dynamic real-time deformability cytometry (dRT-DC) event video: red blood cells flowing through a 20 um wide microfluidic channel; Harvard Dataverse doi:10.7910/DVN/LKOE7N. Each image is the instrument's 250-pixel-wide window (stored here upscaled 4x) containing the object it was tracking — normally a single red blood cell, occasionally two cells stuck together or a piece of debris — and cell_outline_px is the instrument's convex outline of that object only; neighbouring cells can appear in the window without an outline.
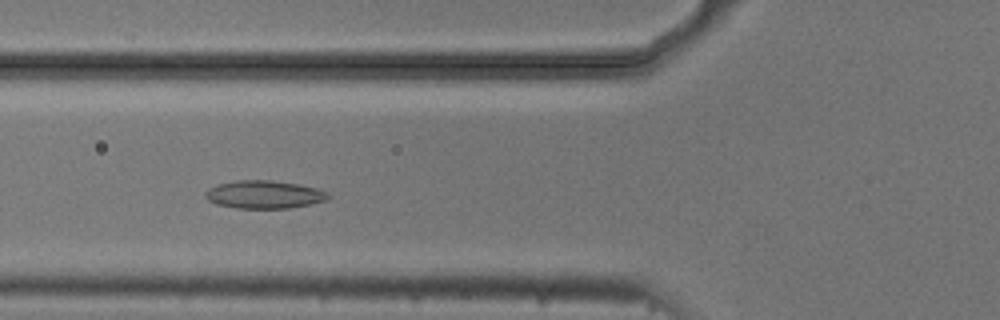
{"species": "common noctule bat (a hibernating species)", "species_latin": "Nyctalus noctula", "temperature_condition": "cold", "stored_images_in_passage": 51, "camera_frame_rate_fps": 3000, "um_per_image_px": 0.085, "animal": {"sex": "male", "body_mass_g": 20.5, "forearm_length_mm": 52.5}, "frame": {"image": 1, "passage_image": 17, "time_ms": 5.333, "image_size_px": [1000, 320], "cell_outline_px": [[332, 196], [328, 200], [312, 204], [288, 208], [236, 208], [216, 204], [208, 200], [204, 196], [204, 192], [208, 188], [220, 184], [236, 180], [272, 180], [300, 184], [316, 188], [328, 192]], "centroid_in_image_um": [22.49, 16.53], "position_along_channel_um": 103.3, "area_um2": 20.23}}
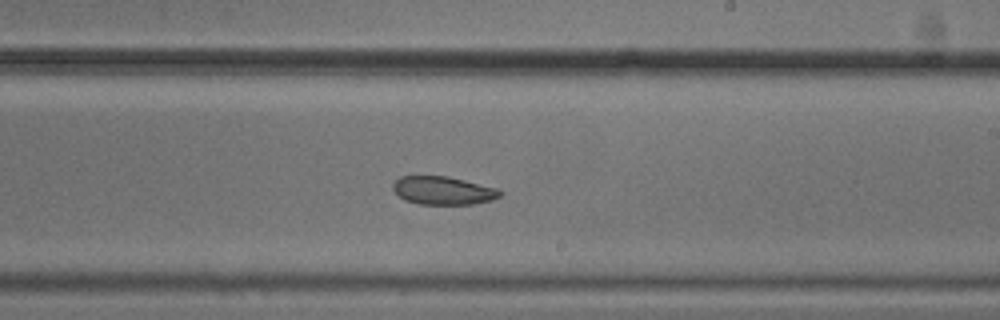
{"frame": {"image": 2, "passage_image": 29, "time_ms": 9.333, "image_size_px": [1000, 320], "cell_outline_px": [[504, 192], [500, 196], [492, 200], [472, 204], [420, 204], [404, 200], [392, 188], [392, 184], [400, 176], [448, 176], [496, 188]], "centroid_in_image_um": [37.66, 16.19], "position_along_channel_um": 251.3, "area_um2": 17.51}}
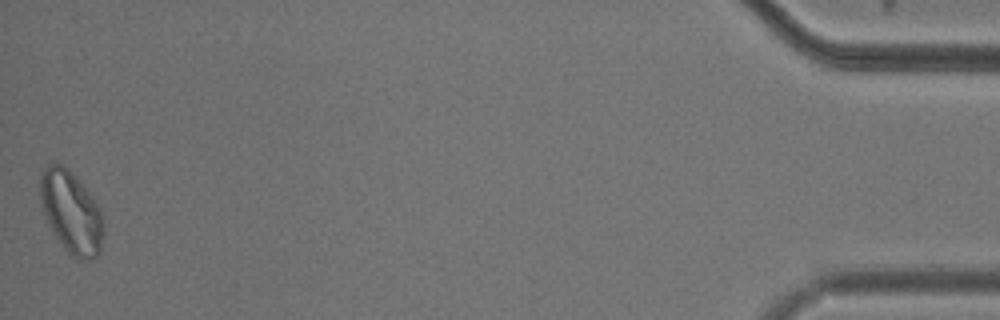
{"frame": {"image": 3, "passage_image": 51, "time_ms": 16.667, "image_size_px": [1000, 320], "cell_outline_px": [[104, 236], [100, 252], [92, 260], [76, 260], [64, 248], [48, 224], [44, 212], [40, 196], [40, 172], [44, 164], [60, 164], [68, 168], [76, 176], [92, 196], [100, 208], [104, 220]], "centroid_in_image_um": [6.08, 18.04], "position_along_channel_um": 429.1, "area_um2": 30.69}, "authors_computed_cell_mechanics": {"area_um2": 20.5768, "velocity_mm_per_s": 3.6968, "shape_relaxation_time_tau1_ms": null, "shape_relaxation_time_tau2_ms": 7.1944, "deformation_change_tau1": null, "deformation_change_tau2": 0.0958}}